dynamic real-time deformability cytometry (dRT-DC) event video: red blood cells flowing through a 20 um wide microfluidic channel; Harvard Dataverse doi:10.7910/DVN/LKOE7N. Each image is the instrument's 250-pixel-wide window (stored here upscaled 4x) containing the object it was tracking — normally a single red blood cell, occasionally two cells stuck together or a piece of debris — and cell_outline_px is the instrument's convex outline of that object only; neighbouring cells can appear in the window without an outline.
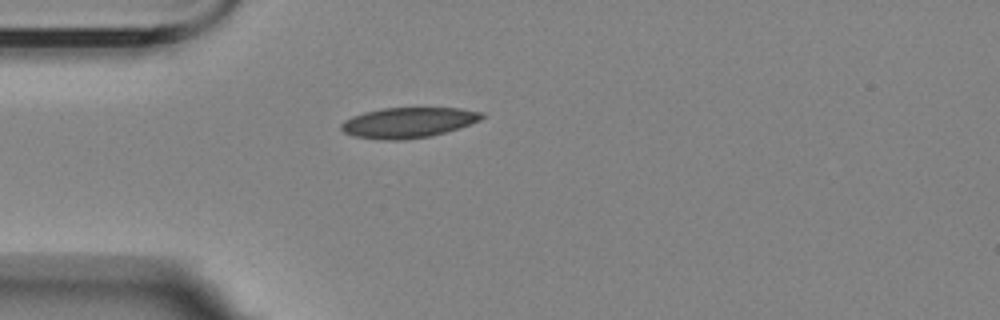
{"species": "Egyptian fruit bat (a non-hibernating species)", "species_latin": "Rousettus aegyptiacus", "temperature_condition": "room temperature", "stored_images_in_passage": 1, "camera_frame_rate_fps": 3000, "um_per_image_px": 0.085, "animal": {"sex": "female"}, "frame": {"image": 1, "passage_image": 1, "time_ms": 0.0, "image_size_px": [1000, 320], "cell_outline_px": [[484, 116], [480, 120], [444, 132], [428, 136], [404, 140], [380, 140], [356, 136], [344, 132], [340, 128], [340, 124], [344, 120], [352, 116], [364, 112], [384, 108], [460, 108], [484, 112]], "centroid_in_image_um": [34.67, 10.41], "position_along_channel_um": 50.3, "area_um2": 24.68}}